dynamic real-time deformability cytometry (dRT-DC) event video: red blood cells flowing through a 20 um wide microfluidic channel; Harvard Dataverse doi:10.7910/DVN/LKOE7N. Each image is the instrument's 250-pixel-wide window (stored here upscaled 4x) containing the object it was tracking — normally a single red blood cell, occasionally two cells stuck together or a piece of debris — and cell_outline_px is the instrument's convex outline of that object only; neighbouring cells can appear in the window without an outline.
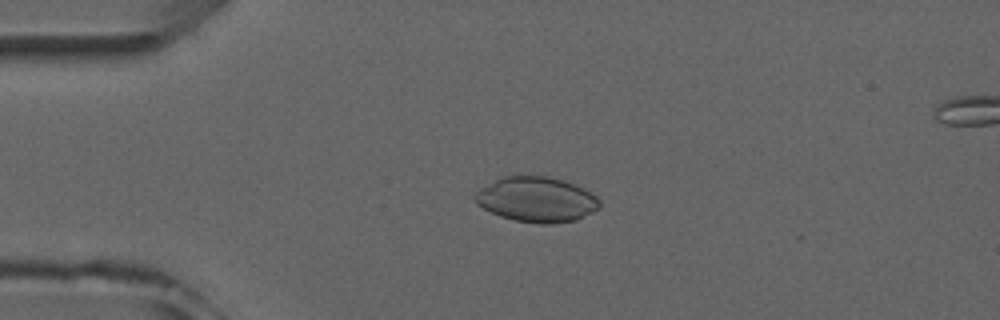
{"species": "common noctule bat (a hibernating species)", "species_latin": "Nyctalus noctula", "temperature_condition": "room temperature", "stored_images_in_passage": 6, "segment_of_instrument_passage": [1, 2], "camera_frame_rate_fps": 3000, "um_per_image_px": 0.085, "animal": {"sex": "male", "forearm_length_mm": 52.5}, "frame": {"image": 1, "passage_image": 4, "time_ms": 3.333, "image_size_px": [1000, 320], "cell_outline_px": [[600, 208], [576, 220], [552, 224], [540, 224], [516, 220], [500, 216], [476, 204], [472, 196], [480, 188], [500, 176], [548, 176], [564, 180], [576, 184], [584, 188], [596, 196], [600, 200]], "centroid_in_image_um": [45.6, 16.95], "position_along_channel_um": 39.4, "area_um2": 33.0}}